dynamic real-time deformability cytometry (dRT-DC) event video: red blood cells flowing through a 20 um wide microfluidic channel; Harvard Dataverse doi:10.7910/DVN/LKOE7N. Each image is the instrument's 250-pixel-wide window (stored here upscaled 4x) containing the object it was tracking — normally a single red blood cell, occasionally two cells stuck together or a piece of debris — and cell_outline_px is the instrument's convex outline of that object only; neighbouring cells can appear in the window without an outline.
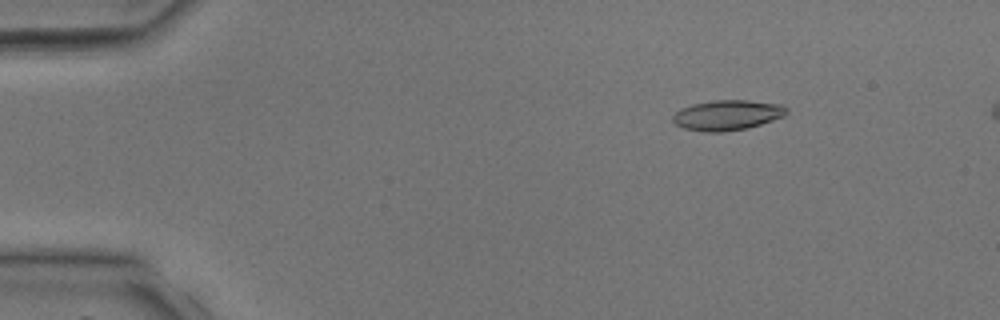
{"species": "common noctule bat (a hibernating species)", "species_latin": "Nyctalus noctula", "temperature_condition": "room temperature", "stored_images_in_passage": 40, "camera_frame_rate_fps": 3000, "um_per_image_px": 0.085, "animal": {"sex": "male", "body_mass_g": 17.9, "forearm_length_mm": 54.2}, "frame": {"image": 1, "passage_image": 6, "time_ms": 1.667, "image_size_px": [1000, 320], "cell_outline_px": [[788, 112], [784, 116], [760, 124], [744, 128], [720, 132], [704, 132], [684, 128], [676, 124], [672, 120], [672, 116], [680, 108], [692, 104], [712, 100], [748, 100], [784, 104], [788, 108]], "centroid_in_image_um": [61.82, 9.77], "position_along_channel_um": 23.2, "area_um2": 20.06}}
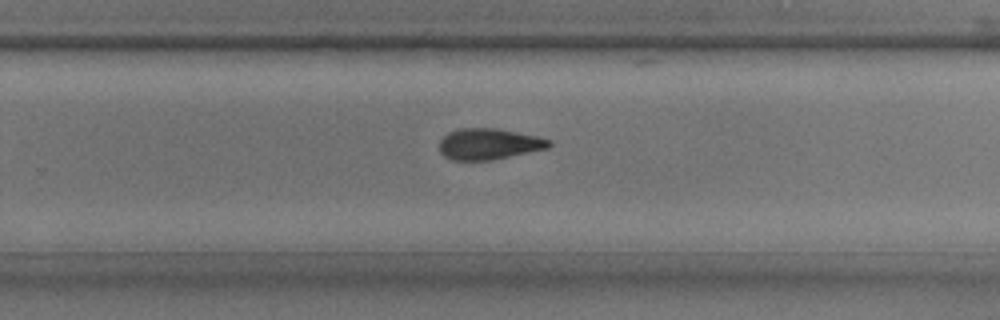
{"frame": {"image": 2, "passage_image": 26, "time_ms": 8.333, "image_size_px": [1000, 320], "cell_outline_px": [[552, 144], [548, 148], [492, 160], [452, 160], [444, 156], [440, 152], [440, 140], [448, 132], [460, 128], [496, 128], [540, 136], [552, 140]], "centroid_in_image_um": [41.58, 12.23], "position_along_channel_um": 288.2, "area_um2": 20.0}}
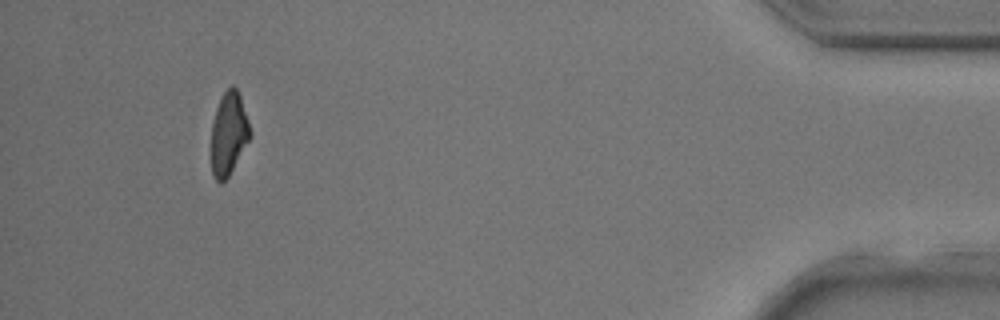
{"frame": {"image": 3, "passage_image": 37, "time_ms": 12.0, "image_size_px": [1000, 320], "cell_outline_px": [[252, 136], [228, 176], [220, 184], [212, 176], [212, 124], [216, 108], [224, 92], [232, 84], [236, 88], [240, 96], [252, 132]], "centroid_in_image_um": [19.45, 11.37], "position_along_channel_um": 415.7, "area_um2": 18.61}}